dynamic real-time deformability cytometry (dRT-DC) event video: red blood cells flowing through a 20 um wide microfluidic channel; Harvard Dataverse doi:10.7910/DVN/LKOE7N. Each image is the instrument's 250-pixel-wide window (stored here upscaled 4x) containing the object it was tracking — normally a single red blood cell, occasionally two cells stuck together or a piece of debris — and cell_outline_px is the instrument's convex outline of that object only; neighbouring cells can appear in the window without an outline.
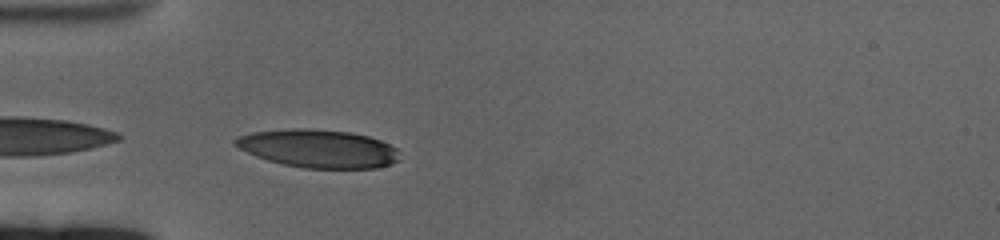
{"species": "human", "species_latin": "Homo sapiens", "temperature_condition": "cold", "stored_images_in_passage": 43, "camera_frame_rate_fps": 3000, "um_per_image_px": 0.085, "donor": {"sex": "female"}, "frame": {"image": 1, "passage_image": 1, "time_ms": 0.0, "image_size_px": [1000, 240], "cell_outline_px": [[400, 160], [392, 164], [376, 168], [304, 168], [284, 164], [268, 160], [256, 156], [232, 144], [232, 140], [240, 136], [252, 132], [292, 128], [304, 128], [348, 132], [368, 136], [380, 140], [396, 148]], "centroid_in_image_um": [27.06, 12.63], "position_along_channel_um": 57.9, "area_um2": 36.36}}
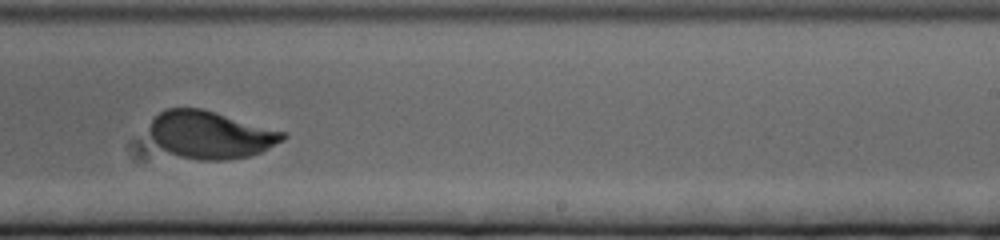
{"frame": {"image": 2, "passage_image": 21, "time_ms": 6.667, "image_size_px": [1000, 240], "cell_outline_px": [[288, 136], [284, 140], [260, 152], [248, 156], [228, 160], [200, 160], [180, 156], [168, 152], [160, 148], [156, 144], [148, 132], [148, 128], [152, 120], [164, 108], [200, 108], [288, 132]], "centroid_in_image_um": [17.89, 11.45], "position_along_channel_um": 271.1, "area_um2": 37.05}}
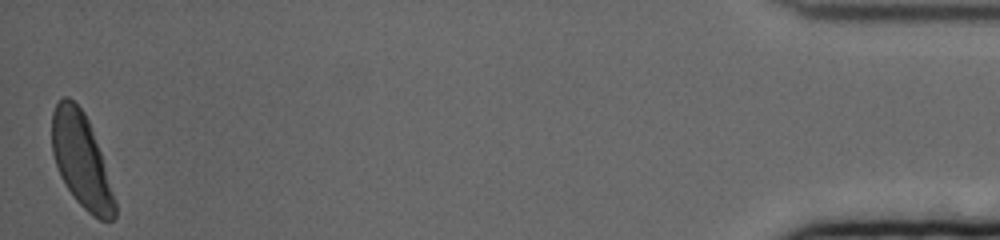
{"frame": {"image": 3, "passage_image": 43, "time_ms": 14.0, "image_size_px": [1000, 240], "cell_outline_px": [[116, 216], [112, 220], [100, 220], [92, 216], [76, 200], [64, 184], [60, 176], [52, 152], [52, 112], [56, 104], [64, 96], [68, 96], [84, 112], [88, 120], [100, 152], [116, 200]], "centroid_in_image_um": [6.9, 13.65], "position_along_channel_um": 428.3, "area_um2": 34.16}, "authors_computed_cell_mechanics": {"area_um2": 37.1654, "velocity_mm_per_s": 3.3005, "shape_relaxation_time_tau1_ms": 3.0653, "shape_relaxation_time_tau2_ms": null, "deformation_change_tau1": 0.163, "deformation_change_tau2": null}}